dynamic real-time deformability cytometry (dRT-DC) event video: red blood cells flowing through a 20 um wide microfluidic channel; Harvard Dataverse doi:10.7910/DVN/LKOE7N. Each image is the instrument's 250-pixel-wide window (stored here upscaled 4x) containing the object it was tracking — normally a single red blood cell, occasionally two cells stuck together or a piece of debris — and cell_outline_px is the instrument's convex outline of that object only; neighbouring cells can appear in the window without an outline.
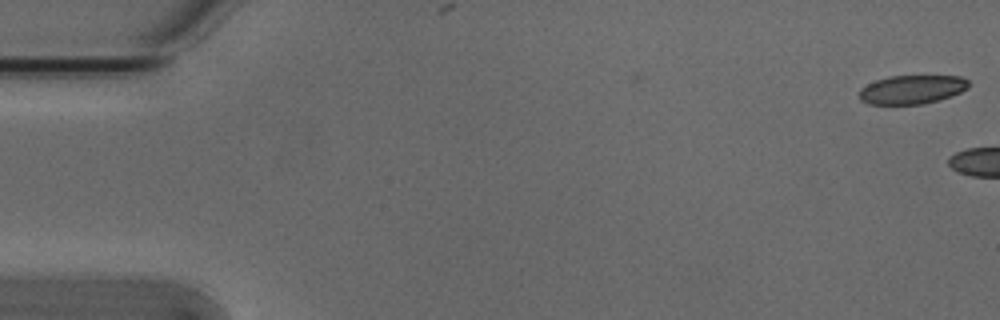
{"species": "Egyptian fruit bat (a non-hibernating species)", "species_latin": "Rousettus aegyptiacus", "temperature_condition": "cold", "stored_images_in_passage": 5, "camera_frame_rate_fps": 3000, "um_per_image_px": 0.085, "animal": {"sex": "male"}, "frame": {"image": 1, "passage_image": 1, "time_ms": 0.0, "image_size_px": [1000, 320], "cell_outline_px": [[968, 88], [960, 92], [940, 100], [924, 104], [868, 104], [860, 100], [860, 88], [876, 80], [888, 76], [960, 76], [968, 80]], "centroid_in_image_um": [77.51, 7.61], "position_along_channel_um": 7.5, "area_um2": 18.32}}